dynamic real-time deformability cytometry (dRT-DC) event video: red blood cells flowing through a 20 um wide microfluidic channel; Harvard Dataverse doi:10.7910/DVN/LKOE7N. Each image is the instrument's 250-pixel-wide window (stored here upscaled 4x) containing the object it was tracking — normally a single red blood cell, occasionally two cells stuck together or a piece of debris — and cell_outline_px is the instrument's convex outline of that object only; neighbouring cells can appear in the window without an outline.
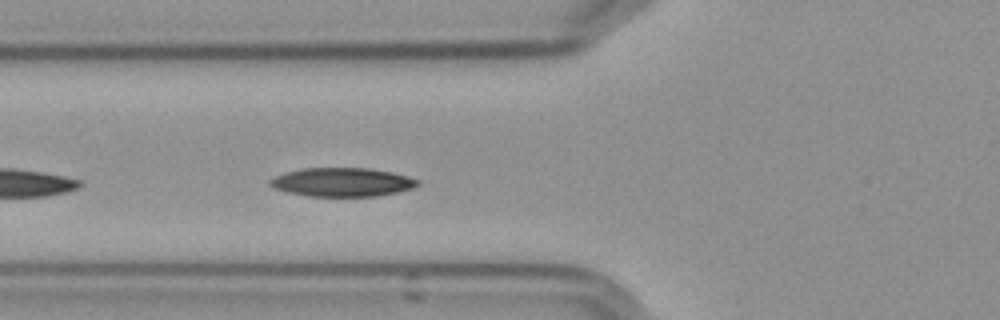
{"species": "Egyptian fruit bat (a non-hibernating species)", "species_latin": "Rousettus aegyptiacus", "temperature_condition": "cold", "stored_images_in_passage": 28, "camera_frame_rate_fps": 3000, "um_per_image_px": 0.085, "frame": {"image": 1, "passage_image": 5, "time_ms": 1.333, "image_size_px": [1000, 320], "cell_outline_px": [[420, 184], [412, 188], [400, 192], [376, 196], [308, 196], [288, 192], [272, 188], [268, 184], [268, 180], [276, 176], [288, 172], [304, 168], [368, 168], [392, 172], [408, 176], [420, 180]], "centroid_in_image_um": [29.11, 15.49], "position_along_channel_um": 96.7, "area_um2": 24.8}}
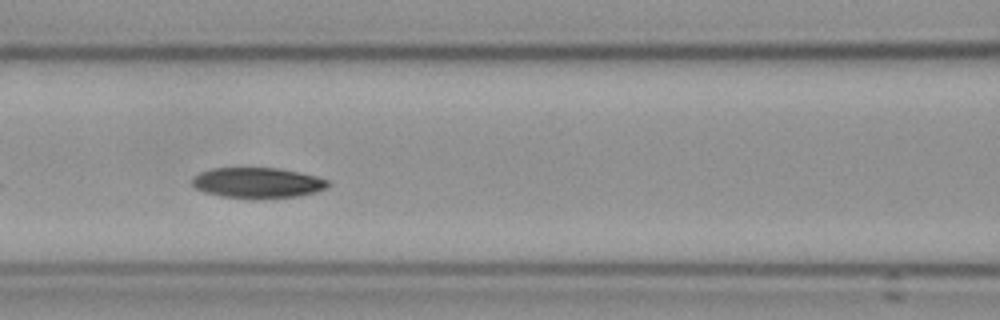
{"frame": {"image": 2, "passage_image": 9, "time_ms": 2.667, "image_size_px": [1000, 320], "cell_outline_px": [[332, 184], [328, 188], [316, 192], [300, 196], [220, 196], [204, 192], [196, 188], [192, 184], [192, 176], [200, 172], [212, 168], [276, 168], [300, 172], [316, 176], [328, 180]], "centroid_in_image_um": [21.91, 15.5], "position_along_channel_um": 144.7, "area_um2": 23.58}}
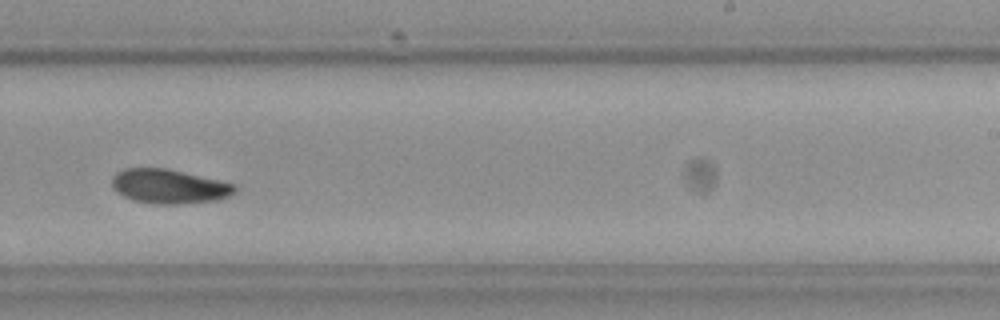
{"frame": {"image": 3, "passage_image": 20, "time_ms": 6.333, "image_size_px": [1000, 320], "cell_outline_px": [[236, 192], [220, 200], [180, 204], [148, 204], [132, 200], [124, 196], [112, 188], [112, 176], [116, 172], [124, 168], [168, 168], [236, 184]], "centroid_in_image_um": [14.37, 15.85], "position_along_channel_um": 274.6, "area_um2": 24.91}, "authors_computed_cell_mechanics": {"area_um2": 24.3049, "velocity_mm_per_s": 3.5522, "shape_relaxation_time_tau1_ms": 3.9354, "shape_relaxation_time_tau2_ms": null, "deformation_change_tau1": 0.1185, "deformation_change_tau2": null}}